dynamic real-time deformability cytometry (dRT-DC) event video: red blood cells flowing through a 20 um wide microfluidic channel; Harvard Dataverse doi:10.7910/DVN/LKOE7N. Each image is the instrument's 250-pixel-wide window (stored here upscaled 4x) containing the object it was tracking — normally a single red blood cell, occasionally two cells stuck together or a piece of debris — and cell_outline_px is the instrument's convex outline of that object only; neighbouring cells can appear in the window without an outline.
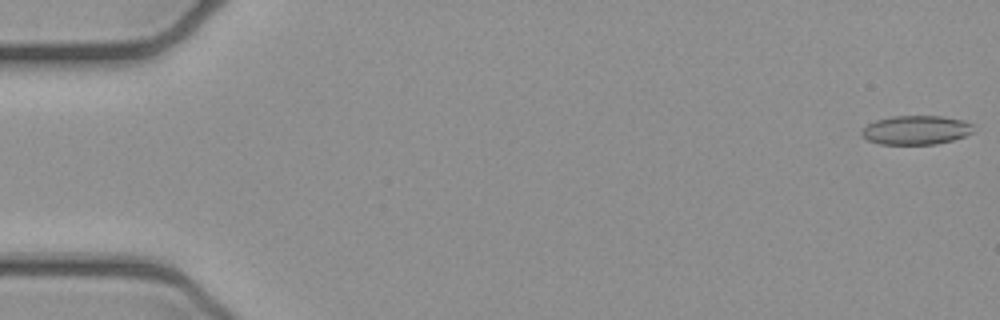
{"species": "common noctule bat (a hibernating species)", "species_latin": "Nyctalus noctula", "temperature_condition": "cold", "stored_images_in_passage": 5, "camera_frame_rate_fps": 3000, "um_per_image_px": 0.085, "animal": {"sex": "female", "body_mass_g": 21.9}, "frame": {"image": 1, "passage_image": 1, "time_ms": 0.0, "image_size_px": [1000, 320], "cell_outline_px": [[972, 132], [964, 136], [952, 140], [936, 144], [880, 144], [868, 140], [860, 132], [868, 124], [876, 120], [892, 116], [940, 116], [964, 120], [972, 124]], "centroid_in_image_um": [77.86, 11.05], "position_along_channel_um": 7.1, "area_um2": 18.73}}
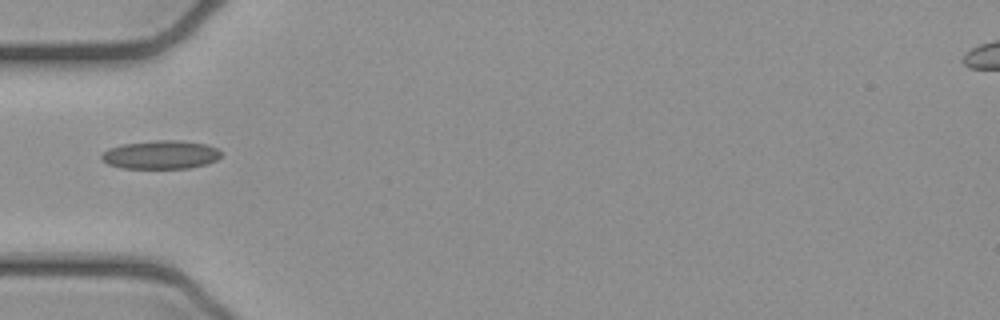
{"frame": {"image": 2, "passage_image": 5, "time_ms": 1.333, "image_size_px": [1000, 320], "cell_outline_px": [[224, 152], [216, 160], [208, 164], [188, 168], [120, 168], [108, 164], [100, 160], [100, 156], [108, 148], [124, 144], [156, 140], [180, 140], [208, 144]], "centroid_in_image_um": [13.68, 13.15], "position_along_channel_um": 71.3, "area_um2": 20.06}}